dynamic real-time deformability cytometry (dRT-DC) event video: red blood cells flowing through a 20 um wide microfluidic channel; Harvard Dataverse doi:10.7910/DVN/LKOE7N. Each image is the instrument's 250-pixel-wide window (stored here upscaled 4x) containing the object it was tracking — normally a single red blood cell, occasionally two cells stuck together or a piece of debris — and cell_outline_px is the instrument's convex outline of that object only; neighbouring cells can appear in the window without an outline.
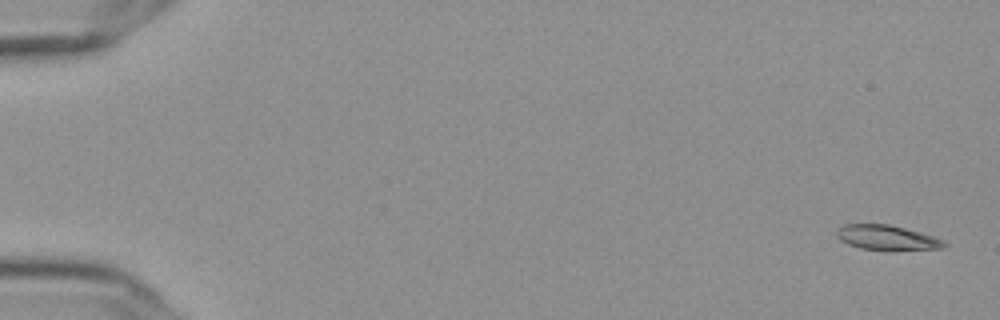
{"species": "Egyptian fruit bat (a non-hibernating species)", "species_latin": "Rousettus aegyptiacus", "temperature_condition": "cold", "stored_images_in_passage": 57, "camera_frame_rate_fps": 3000, "um_per_image_px": 0.085, "frame": {"image": 1, "passage_image": 2, "time_ms": 0.333, "image_size_px": [1000, 320], "cell_outline_px": [[948, 244], [944, 248], [892, 252], [884, 252], [860, 248], [848, 244], [840, 240], [836, 236], [836, 232], [844, 224], [888, 224], [920, 232], [944, 240]], "centroid_in_image_um": [75.42, 20.24], "position_along_channel_um": 9.6, "area_um2": 16.13}}
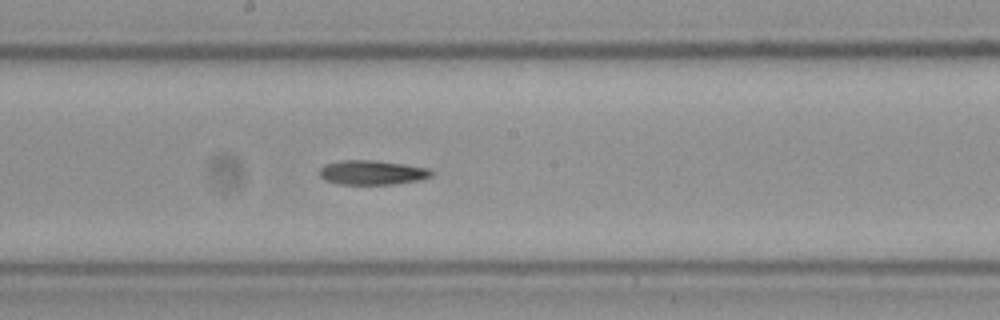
{"frame": {"image": 2, "passage_image": 32, "time_ms": 10.333, "image_size_px": [1000, 320], "cell_outline_px": [[436, 172], [432, 176], [420, 180], [392, 184], [340, 184], [324, 180], [320, 176], [320, 168], [324, 164], [340, 160], [376, 160], [432, 168]], "centroid_in_image_um": [31.68, 14.65], "position_along_channel_um": 216.5, "area_um2": 16.18}}
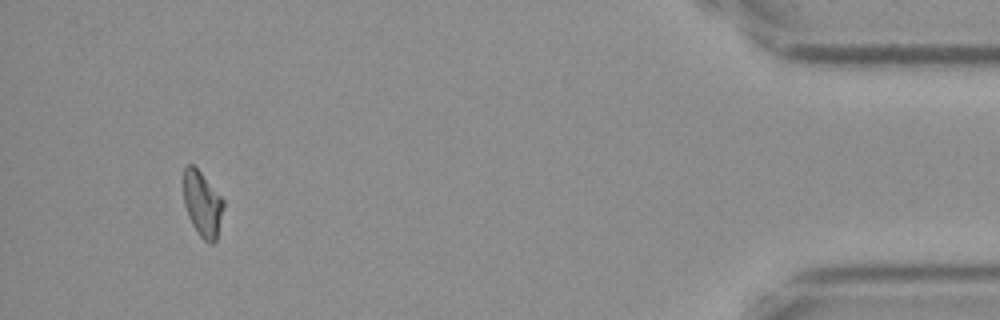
{"frame": {"image": 3, "passage_image": 54, "time_ms": 17.667, "image_size_px": [1000, 320], "cell_outline_px": [[224, 208], [216, 240], [212, 244], [208, 244], [200, 236], [192, 224], [188, 216], [184, 204], [184, 168], [188, 164], [192, 164], [200, 172], [224, 200]], "centroid_in_image_um": [17.21, 17.37], "position_along_channel_um": 418.0, "area_um2": 15.09}, "authors_computed_cell_mechanics": {"area_um2": 16.184, "velocity_mm_per_s": 3.6218, "shape_relaxation_time_tau1_ms": 4.9098, "shape_relaxation_time_tau2_ms": 8.61, "deformation_change_tau1": 0.1659, "deformation_change_tau2": 0.1765}}